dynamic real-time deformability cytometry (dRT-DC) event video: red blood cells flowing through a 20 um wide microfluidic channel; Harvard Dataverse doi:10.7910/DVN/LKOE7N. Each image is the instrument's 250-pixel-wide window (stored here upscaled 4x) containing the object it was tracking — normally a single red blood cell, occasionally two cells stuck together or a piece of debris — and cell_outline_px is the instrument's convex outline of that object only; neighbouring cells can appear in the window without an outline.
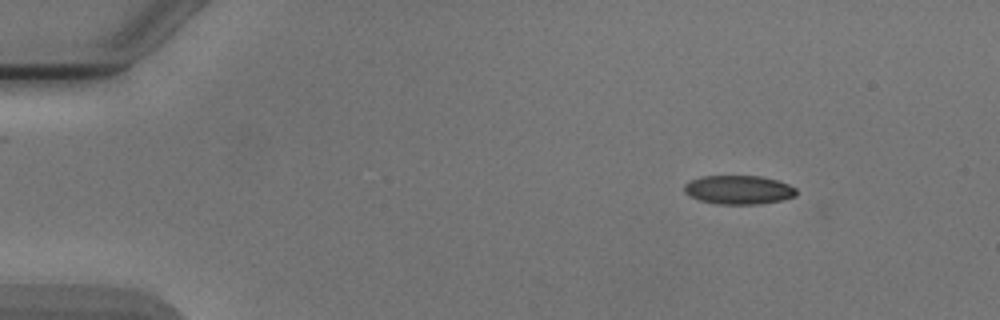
{"species": "Egyptian fruit bat (a non-hibernating species)", "species_latin": "Rousettus aegyptiacus", "temperature_condition": "cold", "stored_images_in_passage": 47, "camera_frame_rate_fps": 3000, "um_per_image_px": 0.085, "animal": {"sex": "male"}, "frame": {"image": 1, "passage_image": 1, "time_ms": 0.0, "image_size_px": [1000, 320], "cell_outline_px": [[796, 196], [780, 200], [760, 204], [716, 204], [700, 200], [688, 196], [684, 192], [684, 184], [688, 180], [700, 176], [760, 176], [780, 180], [796, 188]], "centroid_in_image_um": [62.75, 16.12], "position_along_channel_um": 22.2, "area_um2": 19.07}}
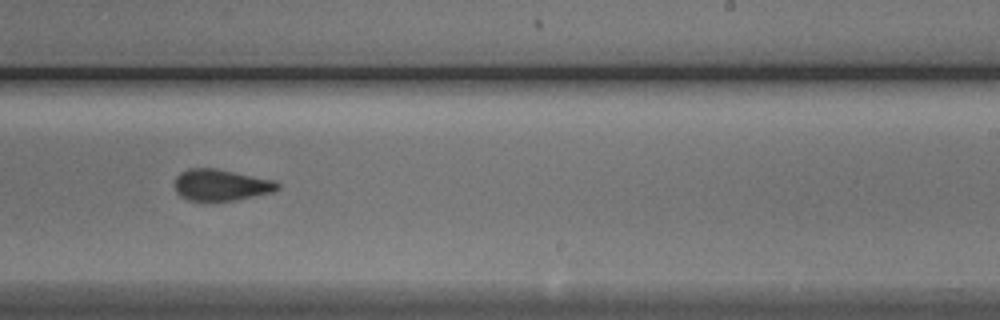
{"frame": {"image": 2, "passage_image": 27, "time_ms": 8.667, "image_size_px": [1000, 320], "cell_outline_px": [[280, 188], [272, 192], [236, 200], [188, 200], [180, 196], [176, 192], [176, 176], [180, 172], [188, 168], [212, 168], [276, 180], [280, 184]], "centroid_in_image_um": [18.8, 15.72], "position_along_channel_um": 270.2, "area_um2": 18.67}}
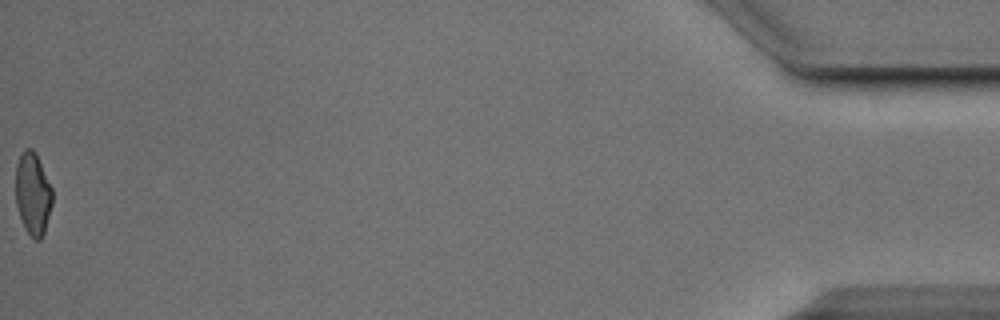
{"frame": {"image": 3, "passage_image": 47, "time_ms": 15.333, "image_size_px": [1000, 320], "cell_outline_px": [[52, 204], [44, 232], [40, 240], [36, 240], [24, 228], [16, 204], [16, 164], [24, 148], [32, 148], [36, 152], [52, 188]], "centroid_in_image_um": [2.79, 16.44], "position_along_channel_um": 432.4, "area_um2": 17.57}, "authors_computed_cell_mechanics": {"area_um2": 19.4786, "velocity_mm_per_s": 3.9021, "shape_relaxation_time_tau1_ms": 6.2616, "shape_relaxation_time_tau2_ms": 2.3632, "deformation_change_tau1": 0.1459, "deformation_change_tau2": 0.0743}}